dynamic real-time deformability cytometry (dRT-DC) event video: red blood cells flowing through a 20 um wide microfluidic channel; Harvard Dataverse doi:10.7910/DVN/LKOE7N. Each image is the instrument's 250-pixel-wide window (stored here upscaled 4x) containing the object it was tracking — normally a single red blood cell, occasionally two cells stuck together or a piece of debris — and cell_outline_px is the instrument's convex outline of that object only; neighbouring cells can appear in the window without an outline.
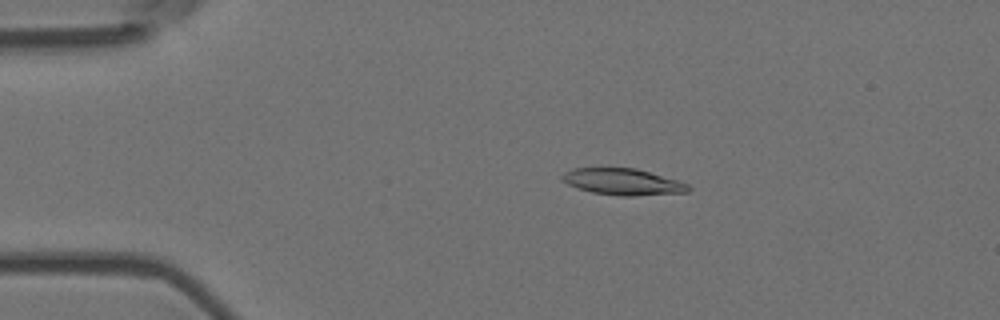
{"species": "Egyptian fruit bat (a non-hibernating species)", "species_latin": "Rousettus aegyptiacus", "temperature_condition": "room temperature", "stored_images_in_passage": 55, "camera_frame_rate_fps": 3000, "um_per_image_px": 0.085, "animal": {"sex": "female"}, "frame": {"image": 1, "passage_image": 11, "time_ms": 3.333, "image_size_px": [1000, 320], "cell_outline_px": [[692, 188], [688, 192], [632, 196], [620, 196], [592, 192], [568, 184], [560, 180], [560, 176], [564, 172], [576, 168], [636, 168], [676, 180], [688, 184]], "centroid_in_image_um": [52.93, 15.45], "position_along_channel_um": 32.1, "area_um2": 19.31}}
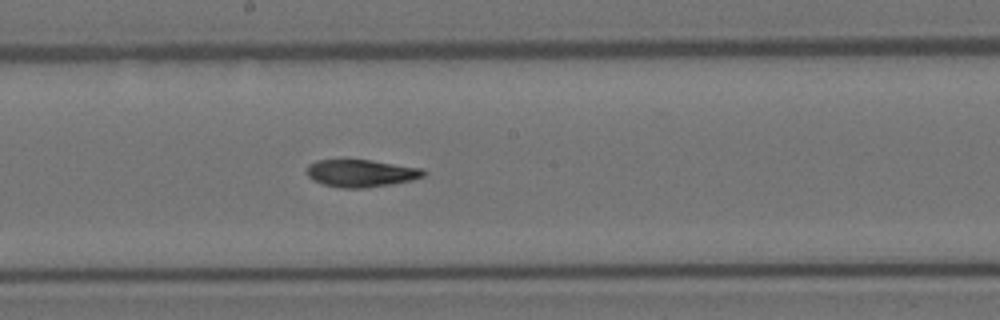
{"frame": {"image": 2, "passage_image": 30, "time_ms": 9.667, "image_size_px": [1000, 320], "cell_outline_px": [[428, 172], [424, 176], [412, 180], [392, 184], [364, 188], [340, 188], [324, 184], [312, 180], [308, 176], [308, 164], [316, 160], [372, 160], [424, 168]], "centroid_in_image_um": [30.74, 14.72], "position_along_channel_um": 217.5, "area_um2": 18.79}}
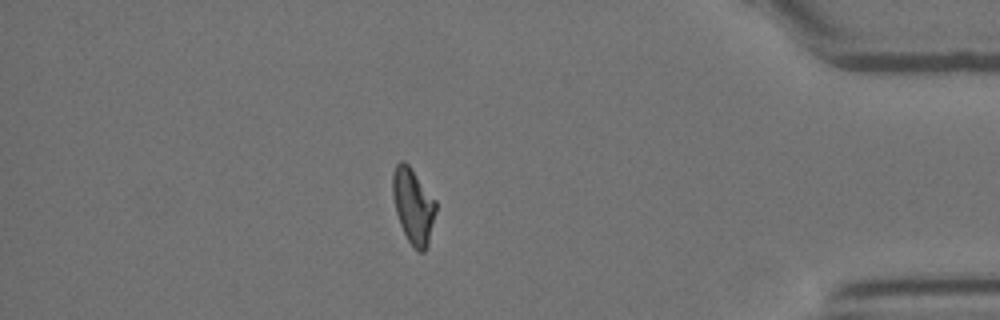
{"frame": {"image": 3, "passage_image": 48, "time_ms": 15.667, "image_size_px": [1000, 320], "cell_outline_px": [[436, 212], [428, 244], [424, 252], [420, 252], [408, 240], [400, 224], [396, 212], [392, 196], [392, 176], [396, 164], [400, 160], [404, 160], [408, 164], [436, 200]], "centroid_in_image_um": [35.12, 17.47], "position_along_channel_um": 400.1, "area_um2": 18.84}, "authors_computed_cell_mechanics": {"area_um2": 19.1896, "velocity_mm_per_s": 3.6793, "shape_relaxation_time_tau1_ms": 9.9074, "shape_relaxation_time_tau2_ms": 3.2417, "deformation_change_tau1": 0.2533, "deformation_change_tau2": 0.0952}}